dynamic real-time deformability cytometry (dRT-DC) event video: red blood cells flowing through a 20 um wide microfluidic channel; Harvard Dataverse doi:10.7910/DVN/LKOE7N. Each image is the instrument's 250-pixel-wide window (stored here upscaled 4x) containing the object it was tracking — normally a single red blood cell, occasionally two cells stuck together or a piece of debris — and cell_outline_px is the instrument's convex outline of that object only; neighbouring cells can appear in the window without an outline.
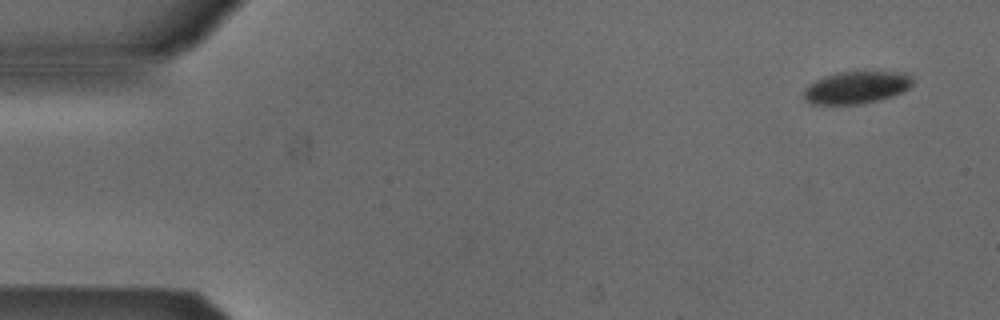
{"species": "Egyptian fruit bat (a non-hibernating species)", "species_latin": "Rousettus aegyptiacus", "temperature_condition": "cold", "stored_images_in_passage": 51, "camera_frame_rate_fps": 3000, "um_per_image_px": 0.085, "animal": {"sex": "male"}, "frame": {"image": 1, "passage_image": 1, "time_ms": 0.0, "image_size_px": [1000, 320], "cell_outline_px": [[912, 84], [908, 88], [892, 96], [876, 100], [856, 104], [812, 104], [804, 100], [804, 88], [808, 84], [824, 76], [836, 72], [904, 72], [912, 76]], "centroid_in_image_um": [72.75, 7.42], "position_along_channel_um": 12.2, "area_um2": 20.35}}
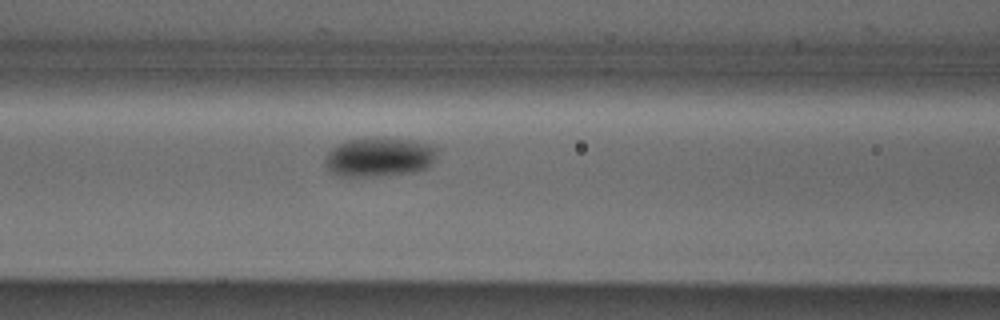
{"frame": {"image": 2, "passage_image": 20, "time_ms": 6.333, "image_size_px": [1000, 320], "cell_outline_px": [[436, 156], [432, 164], [428, 168], [416, 172], [368, 176], [340, 176], [332, 172], [324, 164], [324, 156], [332, 148], [348, 140], [384, 136], [412, 140], [428, 144], [436, 148]], "centroid_in_image_um": [32.24, 13.33], "position_along_channel_um": 134.4, "area_um2": 25.78}}
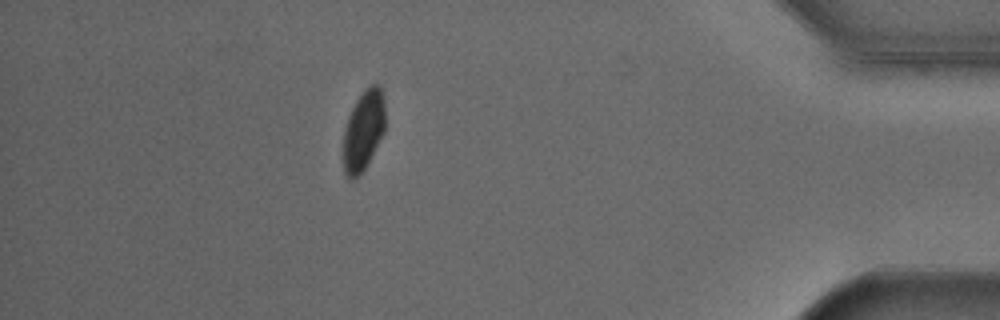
{"frame": {"image": 3, "passage_image": 45, "time_ms": 14.667, "image_size_px": [1000, 320], "cell_outline_px": [[384, 132], [364, 168], [352, 180], [348, 180], [344, 172], [340, 156], [344, 128], [348, 116], [356, 100], [364, 88], [368, 84], [380, 84], [384, 96]], "centroid_in_image_um": [30.84, 11.07], "position_along_channel_um": 404.4, "area_um2": 20.11}, "authors_computed_cell_mechanics": {"area_um2": 22.4842, "velocity_mm_per_s": 3.828, "shape_relaxation_time_tau1_ms": 7.5529, "shape_relaxation_time_tau2_ms": null, "deformation_change_tau1": 0.1295, "deformation_change_tau2": null}}